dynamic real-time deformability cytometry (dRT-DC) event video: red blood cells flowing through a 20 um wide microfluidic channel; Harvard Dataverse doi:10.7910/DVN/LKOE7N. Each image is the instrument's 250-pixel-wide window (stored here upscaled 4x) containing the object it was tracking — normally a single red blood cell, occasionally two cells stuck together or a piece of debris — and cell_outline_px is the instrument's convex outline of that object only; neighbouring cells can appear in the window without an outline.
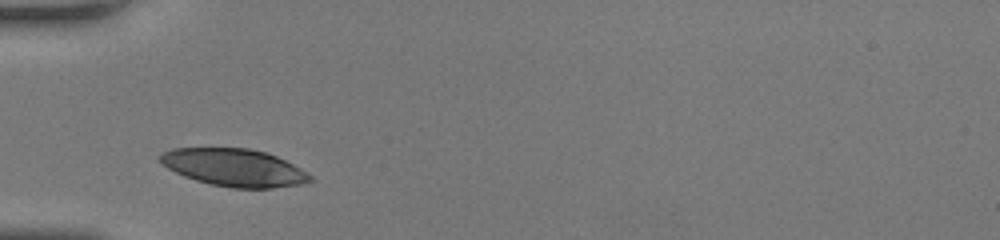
{"species": "human", "species_latin": "Homo sapiens", "temperature_condition": "room temperature", "stored_images_in_passage": 25, "camera_frame_rate_fps": 3000, "um_per_image_px": 0.085, "donor": {"sex": "female"}, "frame": {"image": 1, "passage_image": 1, "time_ms": 0.0, "image_size_px": [1000, 240], "cell_outline_px": [[312, 180], [300, 184], [272, 188], [232, 188], [212, 184], [196, 180], [184, 176], [160, 164], [156, 156], [160, 152], [172, 148], [248, 148], [268, 152], [300, 168], [312, 176]], "centroid_in_image_um": [19.84, 14.23], "position_along_channel_um": 65.2, "area_um2": 32.89}}
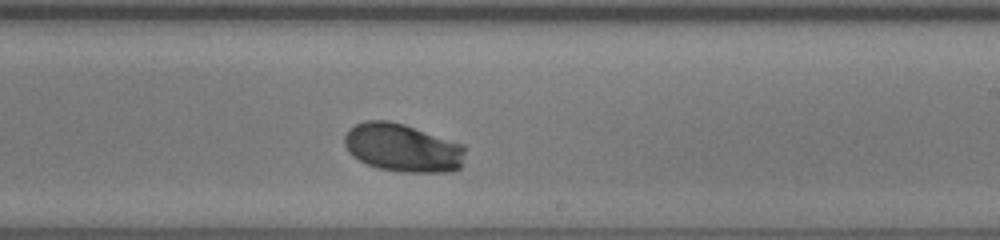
{"frame": {"image": 2, "passage_image": 15, "time_ms": 4.667, "image_size_px": [1000, 240], "cell_outline_px": [[464, 152], [460, 168], [452, 172], [400, 172], [376, 168], [352, 156], [348, 152], [344, 144], [344, 136], [348, 128], [364, 120], [388, 120], [404, 124], [464, 144]], "centroid_in_image_um": [34.2, 12.56], "position_along_channel_um": 254.8, "area_um2": 34.22}}
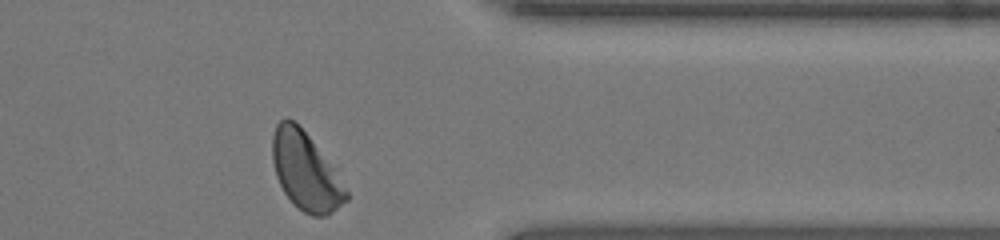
{"frame": {"image": 3, "passage_image": 25, "time_ms": 8.0, "image_size_px": [1000, 240], "cell_outline_px": [[348, 200], [328, 216], [312, 216], [304, 212], [284, 192], [276, 176], [272, 160], [272, 136], [276, 124], [284, 116], [288, 116], [308, 136], [332, 168], [348, 192]], "centroid_in_image_um": [25.94, 14.56], "position_along_channel_um": 385.5, "area_um2": 32.66}, "authors_computed_cell_mechanics": {"area_um2": 33.1772, "velocity_mm_per_s": 4.1697, "shape_relaxation_time_tau1_ms": 2.245, "shape_relaxation_time_tau2_ms": null, "deformation_change_tau1": 0.1313, "deformation_change_tau2": null}}